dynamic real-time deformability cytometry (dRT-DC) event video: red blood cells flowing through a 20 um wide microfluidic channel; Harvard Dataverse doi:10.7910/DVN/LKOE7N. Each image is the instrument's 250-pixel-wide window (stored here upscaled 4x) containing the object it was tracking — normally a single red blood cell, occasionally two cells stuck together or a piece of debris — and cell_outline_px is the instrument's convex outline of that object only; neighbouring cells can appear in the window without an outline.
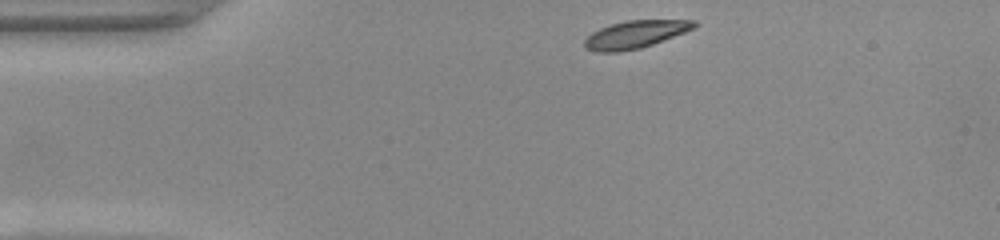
{"species": "common noctule bat (a hibernating species)", "species_latin": "Nyctalus noctula", "temperature_condition": "warm", "stored_images_in_passage": 42, "camera_frame_rate_fps": 3000, "um_per_image_px": 0.085, "animal": {"sex": "female", "body_mass_g": 22.0, "forearm_length_mm": 56.7}, "frame": {"image": 1, "passage_image": 1, "time_ms": 0.0, "image_size_px": [1000, 240], "cell_outline_px": [[696, 24], [692, 28], [684, 32], [652, 44], [640, 48], [616, 52], [596, 52], [584, 48], [584, 40], [592, 32], [600, 28], [612, 24], [628, 20], [696, 20]], "centroid_in_image_um": [53.94, 2.93], "position_along_channel_um": 31.1, "area_um2": 17.34}}
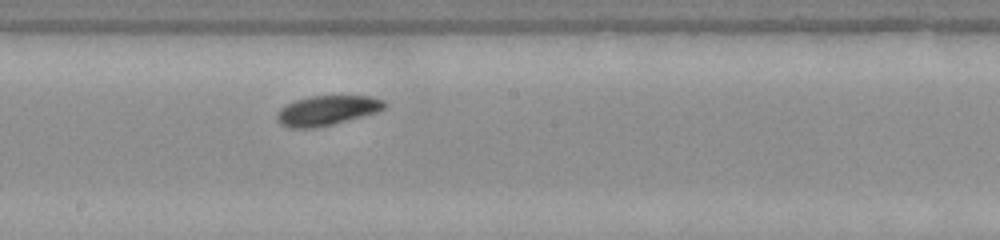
{"frame": {"image": 2, "passage_image": 19, "time_ms": 6.0, "image_size_px": [1000, 240], "cell_outline_px": [[388, 104], [380, 112], [332, 124], [312, 128], [288, 128], [280, 124], [276, 120], [276, 112], [280, 108], [296, 100], [312, 96], [372, 96], [384, 100]], "centroid_in_image_um": [27.81, 9.39], "position_along_channel_um": 220.4, "area_um2": 18.79}}
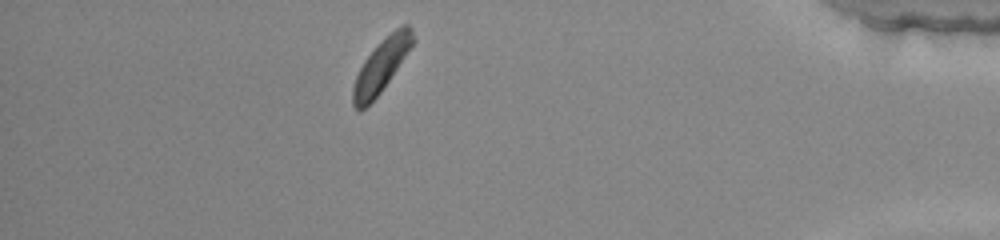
{"frame": {"image": 3, "passage_image": 36, "time_ms": 11.667, "image_size_px": [1000, 240], "cell_outline_px": [[416, 40], [380, 92], [360, 112], [352, 104], [352, 88], [356, 76], [364, 60], [376, 44], [396, 28], [404, 24], [408, 24], [412, 28]], "centroid_in_image_um": [32.41, 5.54], "position_along_channel_um": 402.8, "area_um2": 18.21}, "authors_computed_cell_mechanics": {"area_um2": 18.2359, "velocity_mm_per_s": 4.0254, "shape_relaxation_time_tau1_ms": 1.1257, "shape_relaxation_time_tau2_ms": null, "deformation_change_tau1": 0.0897, "deformation_change_tau2": null}}